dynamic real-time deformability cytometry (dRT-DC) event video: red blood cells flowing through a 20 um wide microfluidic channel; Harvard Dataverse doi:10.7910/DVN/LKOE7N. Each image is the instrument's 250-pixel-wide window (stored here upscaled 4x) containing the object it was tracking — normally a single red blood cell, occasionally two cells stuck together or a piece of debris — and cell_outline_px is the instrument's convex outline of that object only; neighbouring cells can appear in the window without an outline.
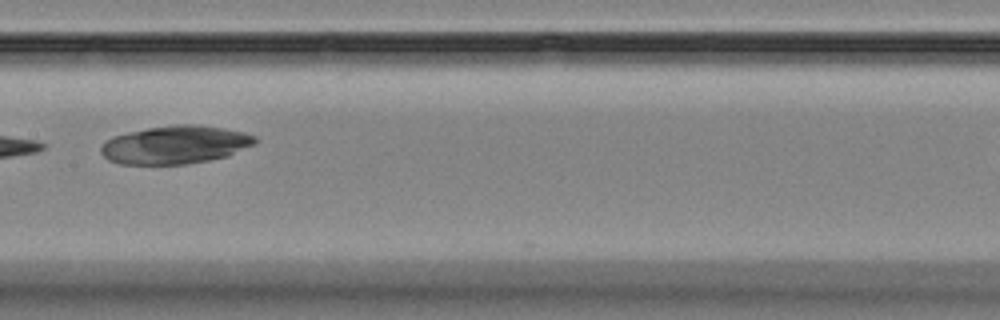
{"species": "Egyptian fruit bat (a non-hibernating species)", "species_latin": "Rousettus aegyptiacus", "temperature_condition": "room temperature", "stored_images_in_passage": 6, "camera_frame_rate_fps": 3000, "um_per_image_px": 0.085, "animal": {"sex": "female"}, "frame": {"image": 1, "passage_image": 4, "time_ms": 3.333, "image_size_px": [1000, 320], "cell_outline_px": [[260, 140], [256, 144], [228, 156], [208, 160], [184, 164], [120, 164], [108, 160], [100, 152], [100, 148], [112, 136], [128, 132], [148, 128], [176, 124], [196, 124], [224, 128], [244, 132], [256, 136]], "centroid_in_image_um": [14.94, 12.3], "position_along_channel_um": 192.5, "area_um2": 34.39}}
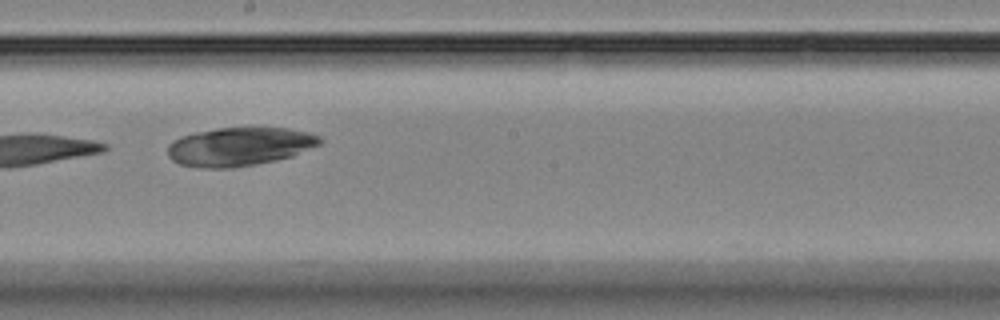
{"frame": {"image": 2, "passage_image": 5, "time_ms": 4.333, "image_size_px": [1000, 320], "cell_outline_px": [[324, 140], [320, 144], [292, 156], [276, 160], [256, 164], [232, 168], [200, 168], [180, 164], [172, 160], [168, 156], [168, 144], [172, 140], [180, 136], [196, 132], [216, 128], [288, 128], [308, 132], [320, 136]], "centroid_in_image_um": [20.34, 12.46], "position_along_channel_um": 227.9, "area_um2": 34.33}}